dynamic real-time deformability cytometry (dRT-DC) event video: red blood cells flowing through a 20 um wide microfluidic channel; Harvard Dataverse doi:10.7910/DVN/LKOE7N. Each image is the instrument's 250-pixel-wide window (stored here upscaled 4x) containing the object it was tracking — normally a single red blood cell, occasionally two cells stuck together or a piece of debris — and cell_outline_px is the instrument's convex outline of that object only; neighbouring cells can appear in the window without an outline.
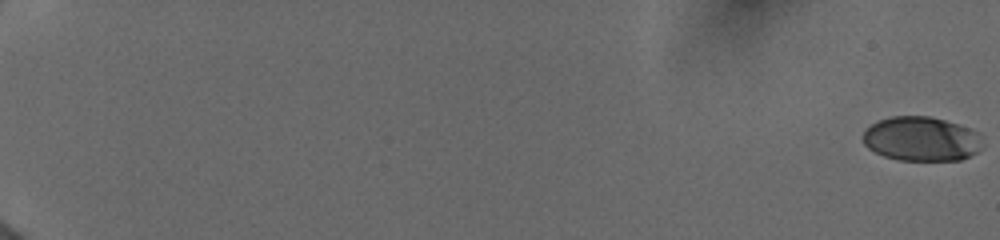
{"species": "human", "species_latin": "Homo sapiens", "temperature_condition": "cold", "stored_images_in_passage": 6, "camera_frame_rate_fps": 3000, "um_per_image_px": 0.085, "donor": {"sex": "female"}, "frame": {"image": 1, "passage_image": 1, "time_ms": 0.0, "image_size_px": [1000, 240], "cell_outline_px": [[980, 148], [976, 152], [960, 160], [896, 160], [884, 156], [868, 148], [864, 144], [864, 128], [888, 116], [928, 116], [944, 120], [972, 128], [980, 132]], "centroid_in_image_um": [78.3, 11.8], "position_along_channel_um": 6.7, "area_um2": 30.92}}